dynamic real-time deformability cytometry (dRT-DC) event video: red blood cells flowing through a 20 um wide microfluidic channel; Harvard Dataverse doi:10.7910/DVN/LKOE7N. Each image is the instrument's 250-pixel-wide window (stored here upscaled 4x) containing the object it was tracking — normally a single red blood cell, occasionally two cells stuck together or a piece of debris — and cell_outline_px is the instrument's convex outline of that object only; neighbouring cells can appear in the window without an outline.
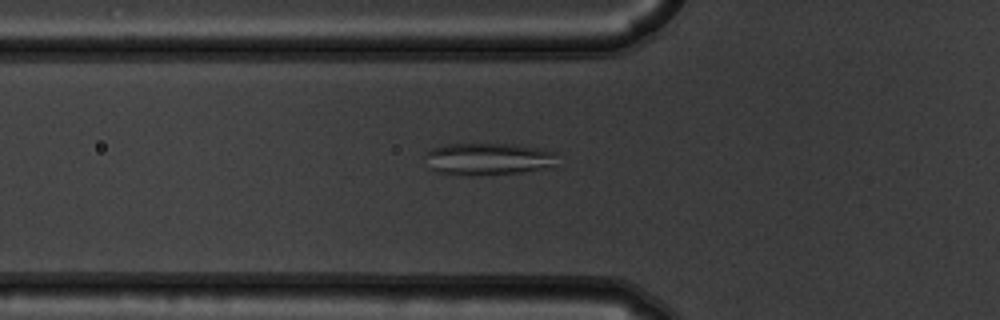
{"species": "common noctule bat (a hibernating species)", "species_latin": "Nyctalus noctula", "temperature_condition": "warm", "stored_images_in_passage": 42, "camera_frame_rate_fps": 3000, "um_per_image_px": 0.085, "animal": {"sex": "male", "body_mass_g": 19.5, "forearm_length_mm": 54.6}, "frame": {"image": 1, "passage_image": 8, "time_ms": 2.333, "image_size_px": [1000, 320], "cell_outline_px": [[556, 168], [520, 172], [436, 172], [432, 168], [424, 156], [432, 148], [444, 144], [516, 144], [544, 148], [556, 152]], "centroid_in_image_um": [41.65, 13.45], "position_along_channel_um": 84.1, "area_um2": 23.99}}
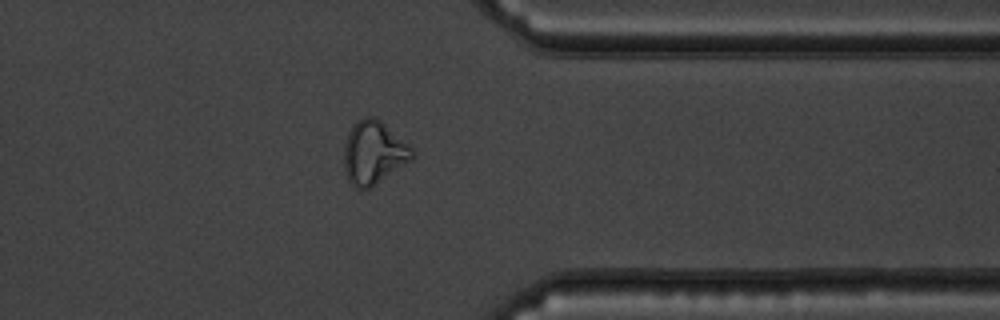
{"frame": {"image": 2, "passage_image": 32, "time_ms": 10.333, "image_size_px": [1000, 320], "cell_outline_px": [[412, 160], [368, 188], [356, 188], [348, 180], [344, 168], [344, 144], [348, 132], [352, 124], [364, 116], [372, 116], [380, 120], [408, 144], [412, 148]], "centroid_in_image_um": [31.72, 12.95], "position_along_channel_um": 379.7, "area_um2": 24.74}}
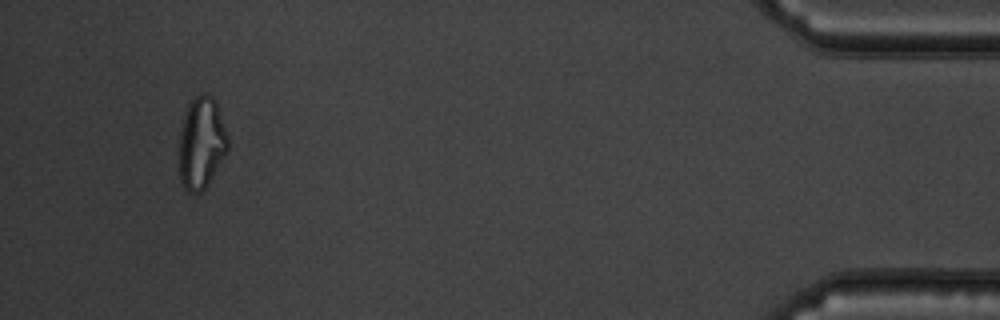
{"frame": {"image": 3, "passage_image": 40, "time_ms": 13.0, "image_size_px": [1000, 320], "cell_outline_px": [[228, 148], [208, 184], [200, 192], [188, 192], [184, 188], [180, 180], [180, 132], [184, 112], [188, 104], [200, 92], [208, 92], [216, 100], [228, 140]], "centroid_in_image_um": [17.11, 12.1], "position_along_channel_um": 418.1, "area_um2": 25.89}}